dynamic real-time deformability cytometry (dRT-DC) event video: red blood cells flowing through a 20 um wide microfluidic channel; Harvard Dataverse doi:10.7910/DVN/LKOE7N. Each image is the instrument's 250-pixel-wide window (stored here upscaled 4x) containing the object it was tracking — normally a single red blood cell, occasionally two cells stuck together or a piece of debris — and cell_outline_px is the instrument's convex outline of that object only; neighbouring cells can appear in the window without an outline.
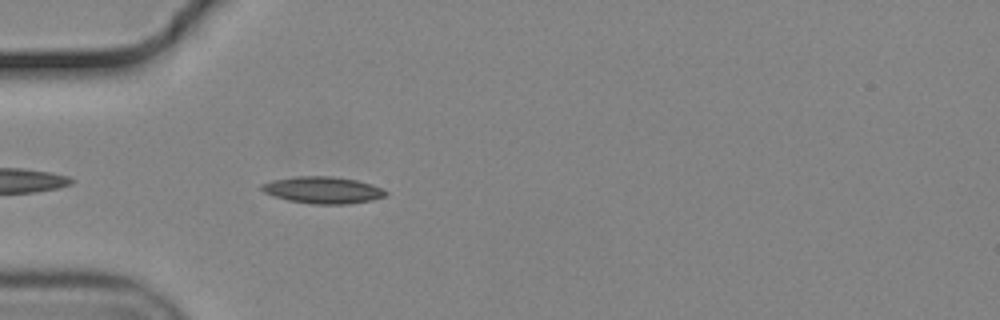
{"species": "common noctule bat (a hibernating species)", "species_latin": "Nyctalus noctula", "temperature_condition": "cold", "stored_images_in_passage": 14, "camera_frame_rate_fps": 3000, "um_per_image_px": 0.085, "animal": {"sex": "male", "body_mass_g": 19.2, "forearm_length_mm": 51.8}, "frame": {"image": 1, "passage_image": 3, "time_ms": 0.667, "image_size_px": [1000, 320], "cell_outline_px": [[388, 196], [372, 200], [348, 204], [316, 204], [288, 200], [264, 192], [260, 188], [260, 184], [272, 180], [296, 176], [332, 176], [356, 180], [372, 184], [384, 188], [388, 192]], "centroid_in_image_um": [27.49, 16.15], "position_along_channel_um": 57.5, "area_um2": 19.48}}
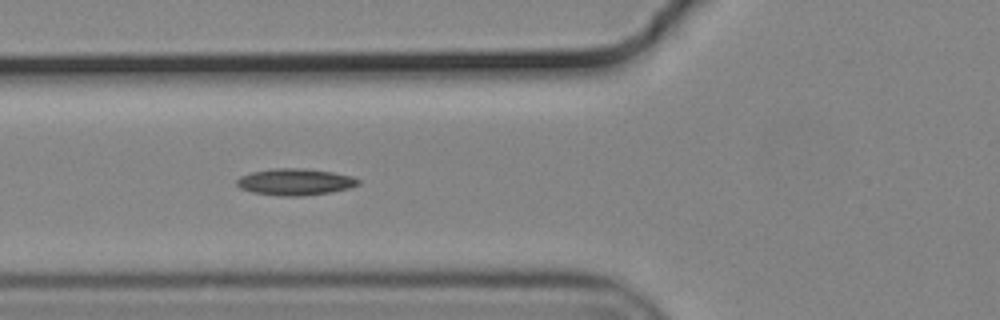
{"frame": {"image": 2, "passage_image": 7, "time_ms": 2.0, "image_size_px": [1000, 320], "cell_outline_px": [[360, 184], [352, 188], [332, 192], [304, 196], [284, 196], [252, 192], [240, 188], [236, 184], [236, 180], [240, 176], [252, 172], [272, 168], [304, 168], [332, 172], [352, 176], [360, 180]], "centroid_in_image_um": [25.11, 15.46], "position_along_channel_um": 100.7, "area_um2": 19.02}}
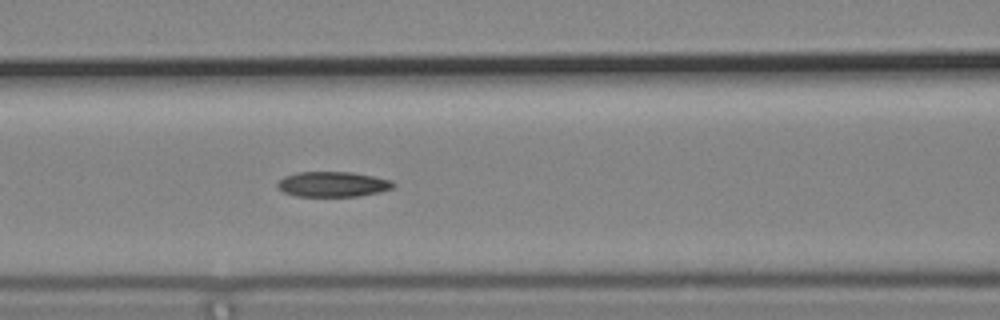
{"frame": {"image": 3, "passage_image": 10, "time_ms": 3.0, "image_size_px": [1000, 320], "cell_outline_px": [[396, 184], [392, 188], [380, 192], [356, 196], [296, 196], [284, 192], [276, 188], [276, 184], [284, 176], [296, 172], [352, 172], [392, 180]], "centroid_in_image_um": [28.26, 15.65], "position_along_channel_um": 138.3, "area_um2": 17.05}}